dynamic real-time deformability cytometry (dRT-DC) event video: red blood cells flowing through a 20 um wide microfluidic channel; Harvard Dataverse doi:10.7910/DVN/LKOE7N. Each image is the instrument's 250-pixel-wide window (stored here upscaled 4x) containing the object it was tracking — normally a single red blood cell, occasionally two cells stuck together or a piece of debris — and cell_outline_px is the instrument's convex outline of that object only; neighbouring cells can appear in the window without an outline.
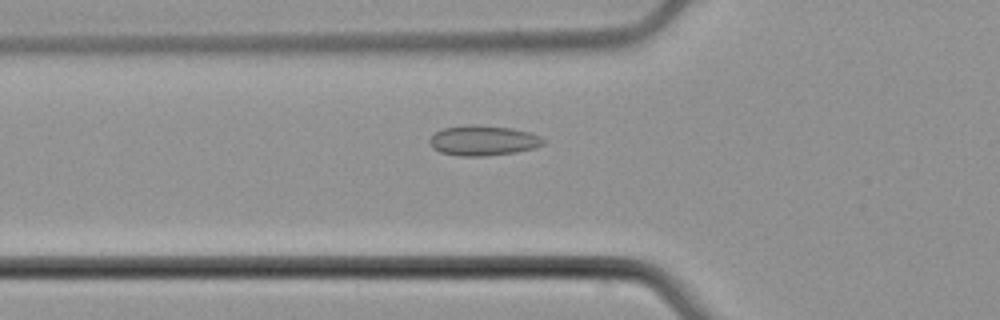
{"species": "common noctule bat (a hibernating species)", "species_latin": "Nyctalus noctula", "temperature_condition": "cold", "stored_images_in_passage": 42, "camera_frame_rate_fps": 3000, "um_per_image_px": 0.085, "animal": {"sex": "male", "body_mass_g": 21.5, "forearm_length_mm": 52.0}, "frame": {"image": 1, "passage_image": 7, "time_ms": 2.0, "image_size_px": [1000, 320], "cell_outline_px": [[544, 144], [532, 148], [516, 152], [484, 156], [460, 156], [440, 152], [432, 148], [428, 140], [436, 132], [444, 128], [468, 124], [476, 124], [512, 128], [528, 132], [540, 136], [544, 140]], "centroid_in_image_um": [41.04, 11.94], "position_along_channel_um": 84.8, "area_um2": 19.94}}
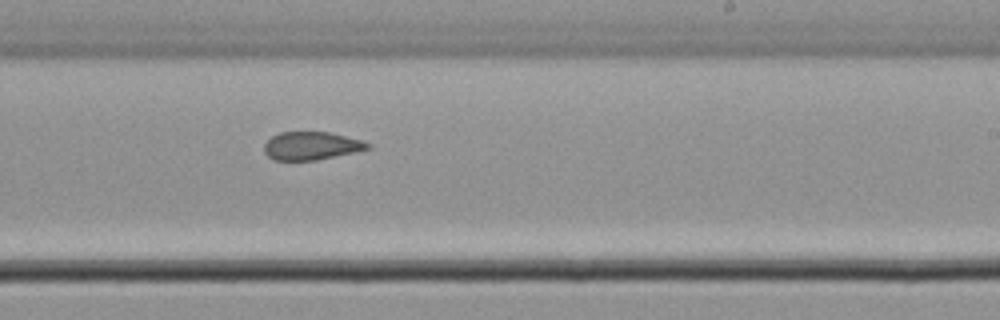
{"frame": {"image": 2, "passage_image": 21, "time_ms": 6.667, "image_size_px": [1000, 320], "cell_outline_px": [[372, 148], [356, 152], [316, 160], [272, 160], [264, 152], [264, 144], [272, 136], [280, 132], [328, 132], [364, 140], [372, 144]], "centroid_in_image_um": [26.5, 12.39], "position_along_channel_um": 262.5, "area_um2": 17.11}}
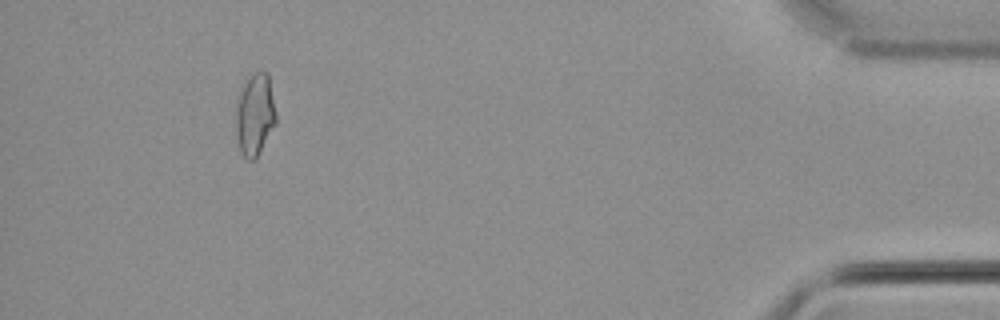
{"frame": {"image": 3, "passage_image": 38, "time_ms": 12.333, "image_size_px": [1000, 320], "cell_outline_px": [[276, 124], [256, 160], [248, 160], [240, 152], [236, 140], [236, 104], [240, 88], [248, 72], [268, 72], [276, 112]], "centroid_in_image_um": [21.65, 9.72], "position_along_channel_um": 413.5, "area_um2": 19.88}, "authors_computed_cell_mechanics": {"area_um2": 18.3804, "velocity_mm_per_s": 3.8029, "shape_relaxation_time_tau1_ms": null, "shape_relaxation_time_tau2_ms": 1.5075, "deformation_change_tau1": null, "deformation_change_tau2": 0.071}}